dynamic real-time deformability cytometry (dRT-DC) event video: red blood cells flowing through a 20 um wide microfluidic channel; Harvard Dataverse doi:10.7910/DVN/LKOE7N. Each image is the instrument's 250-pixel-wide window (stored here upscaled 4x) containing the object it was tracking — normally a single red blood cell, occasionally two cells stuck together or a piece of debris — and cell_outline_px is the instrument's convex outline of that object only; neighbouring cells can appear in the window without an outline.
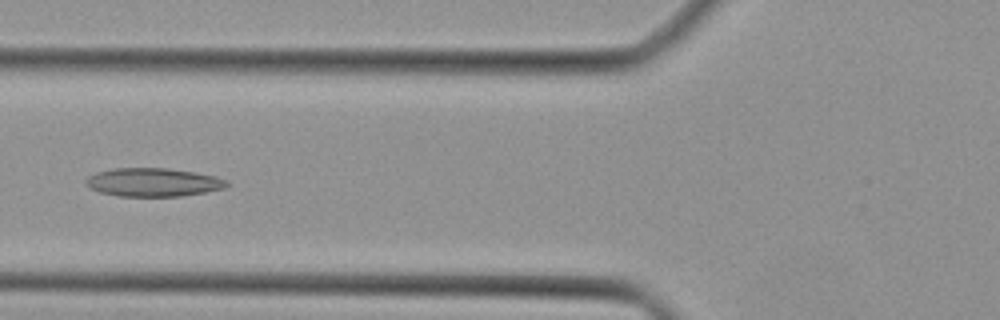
{"species": "Egyptian fruit bat (a non-hibernating species)", "species_latin": "Rousettus aegyptiacus", "temperature_condition": "cold", "stored_images_in_passage": 34, "camera_frame_rate_fps": 3000, "um_per_image_px": 0.085, "animal": {"sex": "female"}, "frame": {"image": 1, "passage_image": 7, "time_ms": 2.0, "image_size_px": [1000, 320], "cell_outline_px": [[232, 184], [224, 188], [204, 192], [180, 196], [120, 196], [100, 192], [92, 188], [84, 180], [88, 176], [96, 172], [112, 168], [168, 168], [196, 172], [216, 176], [228, 180]], "centroid_in_image_um": [13.07, 15.48], "position_along_channel_um": 112.7, "area_um2": 23.41}}
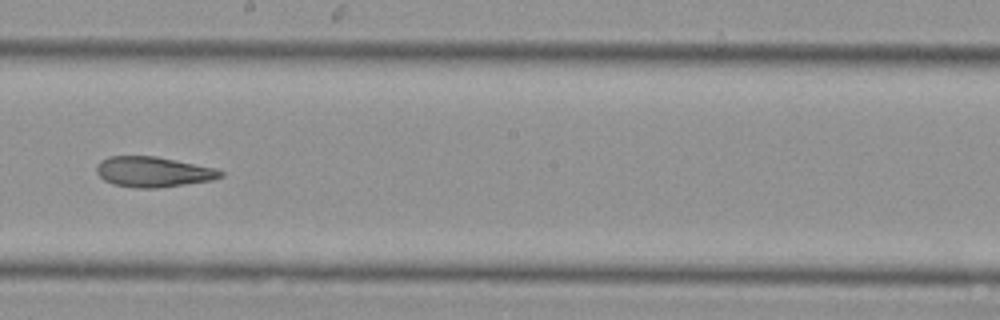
{"frame": {"image": 2, "passage_image": 15, "time_ms": 4.667, "image_size_px": [1000, 320], "cell_outline_px": [[224, 176], [212, 180], [156, 188], [136, 188], [112, 184], [104, 180], [96, 172], [96, 164], [100, 160], [108, 156], [156, 156], [216, 168], [224, 172]], "centroid_in_image_um": [13.0, 14.6], "position_along_channel_um": 235.2, "area_um2": 22.02}}
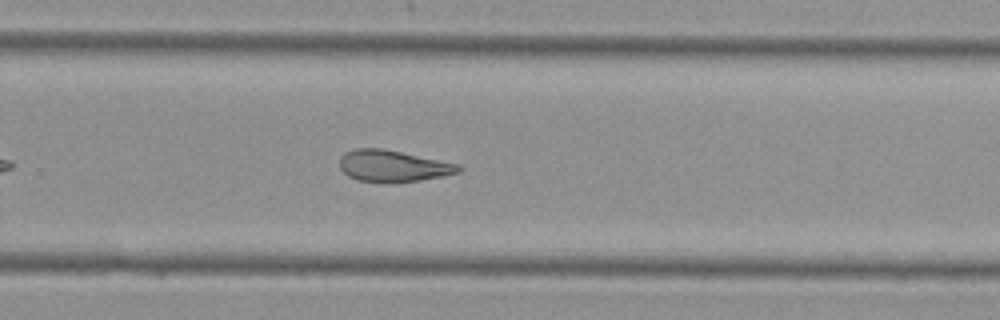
{"frame": {"image": 3, "passage_image": 19, "time_ms": 6.0, "image_size_px": [1000, 320], "cell_outline_px": [[464, 168], [460, 172], [420, 180], [356, 180], [348, 176], [340, 168], [340, 156], [344, 152], [356, 148], [384, 148], [460, 164]], "centroid_in_image_um": [33.41, 14.06], "position_along_channel_um": 296.4, "area_um2": 21.39}}